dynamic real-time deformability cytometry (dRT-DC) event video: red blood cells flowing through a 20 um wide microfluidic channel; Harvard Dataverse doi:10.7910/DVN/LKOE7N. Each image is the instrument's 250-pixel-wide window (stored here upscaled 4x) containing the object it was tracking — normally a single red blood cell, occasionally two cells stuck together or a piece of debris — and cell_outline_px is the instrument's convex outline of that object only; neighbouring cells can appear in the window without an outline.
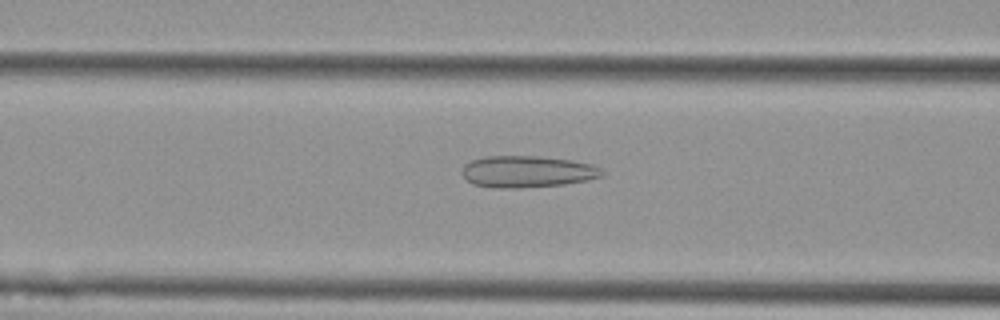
{"species": "Egyptian fruit bat (a non-hibernating species)", "species_latin": "Rousettus aegyptiacus", "temperature_condition": "cold", "stored_images_in_passage": 46, "camera_frame_rate_fps": 3000, "um_per_image_px": 0.085, "animal": {"sex": "female"}, "frame": {"image": 1, "passage_image": 19, "time_ms": 6.0, "image_size_px": [1000, 320], "cell_outline_px": [[604, 176], [588, 180], [564, 184], [520, 188], [492, 188], [472, 184], [460, 172], [464, 164], [472, 160], [484, 156], [536, 156], [572, 160], [596, 164], [604, 172]], "centroid_in_image_um": [44.83, 14.59], "position_along_channel_um": 121.8, "area_um2": 26.18}}
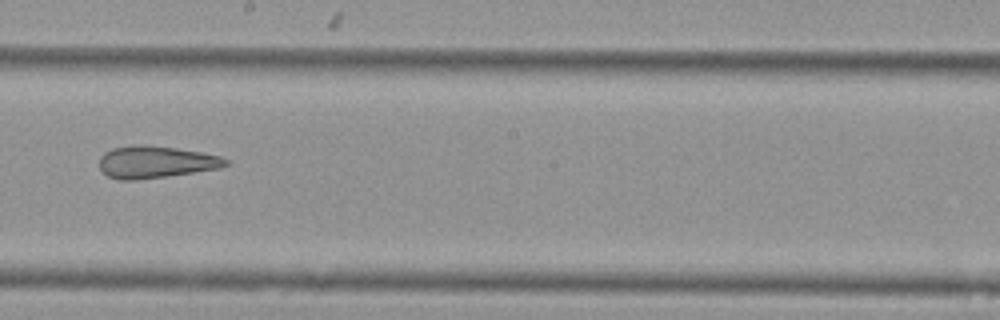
{"frame": {"image": 2, "passage_image": 28, "time_ms": 9.0, "image_size_px": [1000, 320], "cell_outline_px": [[228, 164], [220, 168], [168, 176], [136, 180], [120, 180], [108, 176], [100, 168], [100, 156], [104, 152], [112, 148], [136, 144], [144, 144], [176, 148], [200, 152], [220, 156], [228, 160]], "centroid_in_image_um": [13.21, 13.76], "position_along_channel_um": 235.0, "area_um2": 23.64}}
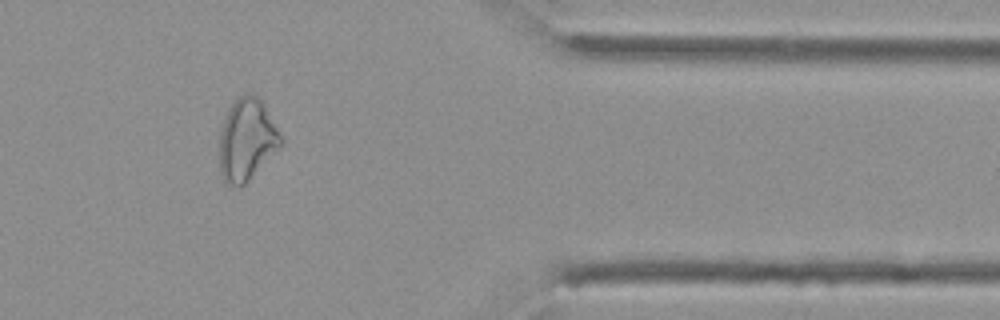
{"frame": {"image": 3, "passage_image": 42, "time_ms": 13.667, "image_size_px": [1000, 320], "cell_outline_px": [[284, 140], [280, 148], [240, 188], [228, 184], [224, 180], [220, 172], [220, 132], [228, 108], [244, 92], [256, 92], [260, 96]], "centroid_in_image_um": [21.0, 11.83], "position_along_channel_um": 390.4, "area_um2": 29.54}, "authors_computed_cell_mechanics": {"area_um2": 26.9348, "velocity_mm_per_s": 3.7878, "shape_relaxation_time_tau1_ms": null, "shape_relaxation_time_tau2_ms": 2.8042, "deformation_change_tau1": null, "deformation_change_tau2": 0.1375}}